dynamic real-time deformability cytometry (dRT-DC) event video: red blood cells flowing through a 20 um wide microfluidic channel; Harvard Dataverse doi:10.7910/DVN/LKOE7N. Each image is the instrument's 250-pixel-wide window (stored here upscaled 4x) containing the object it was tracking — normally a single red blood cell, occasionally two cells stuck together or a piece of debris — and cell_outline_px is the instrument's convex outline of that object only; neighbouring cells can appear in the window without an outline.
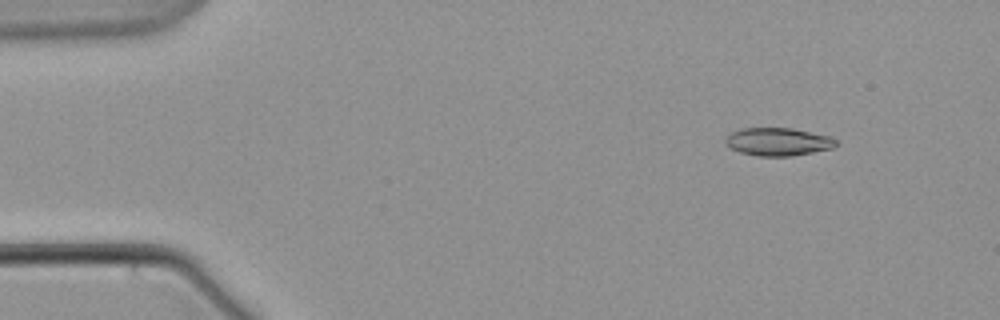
{"species": "common noctule bat (a hibernating species)", "species_latin": "Nyctalus noctula", "temperature_condition": "warm", "stored_images_in_passage": 4, "camera_frame_rate_fps": 3000, "um_per_image_px": 0.085, "animal": {"sex": "male", "body_mass_g": 21.5, "forearm_length_mm": 52.0}, "frame": {"image": 1, "passage_image": 3, "time_ms": 2.333, "image_size_px": [1000, 320], "cell_outline_px": [[836, 144], [832, 148], [792, 156], [756, 156], [740, 152], [732, 148], [724, 140], [732, 132], [740, 128], [792, 128], [832, 136], [836, 140]], "centroid_in_image_um": [66.15, 12.04], "position_along_channel_um": 18.8, "area_um2": 17.92}}